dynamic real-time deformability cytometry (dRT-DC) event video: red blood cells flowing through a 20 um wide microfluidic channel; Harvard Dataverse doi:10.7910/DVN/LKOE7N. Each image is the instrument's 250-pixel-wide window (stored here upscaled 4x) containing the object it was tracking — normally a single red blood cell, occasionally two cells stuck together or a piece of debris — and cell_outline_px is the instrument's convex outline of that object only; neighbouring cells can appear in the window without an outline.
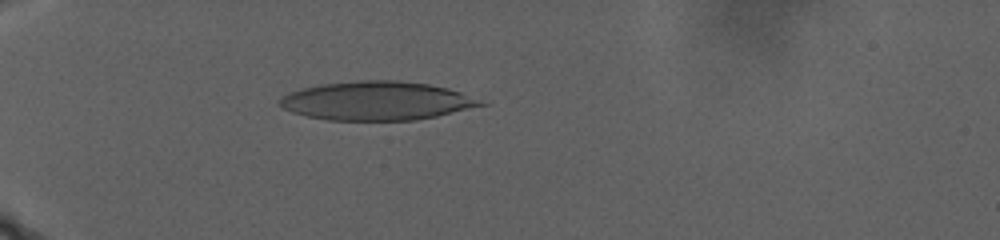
{"species": "human", "species_latin": "Homo sapiens", "temperature_condition": "warm", "stored_images_in_passage": 128, "camera_frame_rate_fps": 3000, "um_per_image_px": 0.085, "donor": {"sex": "male"}, "frame": {"image": 1, "passage_image": 35, "time_ms": 11.0, "image_size_px": [1000, 240], "cell_outline_px": [[488, 104], [436, 116], [416, 120], [328, 120], [308, 116], [292, 112], [284, 108], [280, 104], [280, 100], [284, 96], [300, 88], [320, 84], [356, 80], [396, 80], [428, 84], [448, 88], [460, 92]], "centroid_in_image_um": [32.01, 8.56], "position_along_channel_um": 53.0, "area_um2": 44.97}}
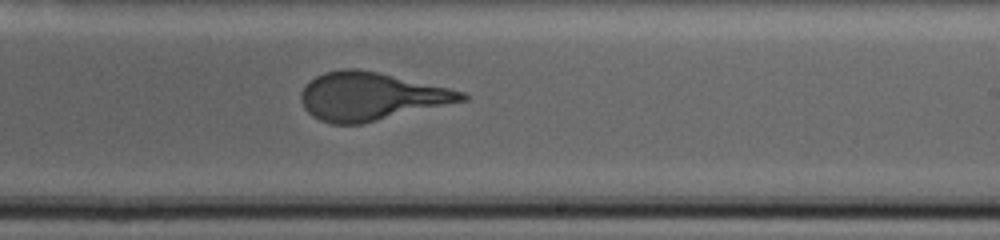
{"frame": {"image": 2, "passage_image": 82, "time_ms": 22.0, "image_size_px": [1000, 240], "cell_outline_px": [[468, 100], [360, 124], [332, 124], [320, 120], [312, 116], [304, 108], [300, 100], [300, 92], [316, 76], [324, 72], [344, 68], [356, 68], [376, 72], [448, 88], [464, 92], [468, 96]], "centroid_in_image_um": [31.49, 8.2], "position_along_channel_um": 257.5, "area_um2": 44.51}}
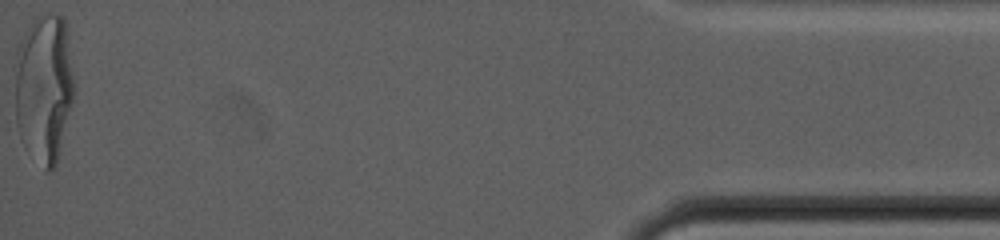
{"frame": {"image": 3, "passage_image": 127, "time_ms": 33.333, "image_size_px": [1000, 240], "cell_outline_px": [[72, 104], [56, 168], [48, 172], [44, 172], [20, 140], [16, 124], [16, 76], [20, 44], [32, 20], [36, 16], [48, 12], [56, 12], [64, 20], [72, 80]], "centroid_in_image_um": [3.73, 7.58], "position_along_channel_um": 431.5, "area_um2": 50.63}, "authors_computed_cell_mechanics": {"area_um2": 45.5753, "velocity_mm_per_s": 2.1838, "shape_relaxation_time_tau1_ms": 10.2554, "shape_relaxation_time_tau2_ms": null, "deformation_change_tau1": 0.2881, "deformation_change_tau2": null}}